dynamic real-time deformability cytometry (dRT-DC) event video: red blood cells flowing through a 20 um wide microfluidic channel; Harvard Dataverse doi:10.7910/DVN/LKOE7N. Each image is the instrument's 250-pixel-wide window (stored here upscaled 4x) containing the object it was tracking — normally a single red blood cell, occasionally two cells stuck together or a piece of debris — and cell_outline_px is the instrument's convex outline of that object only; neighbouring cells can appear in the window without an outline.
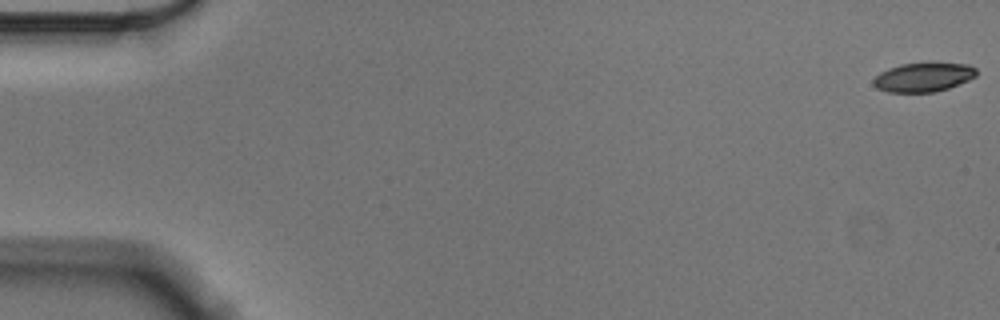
{"species": "Egyptian fruit bat (a non-hibernating species)", "species_latin": "Rousettus aegyptiacus", "temperature_condition": "cold", "stored_images_in_passage": 57, "camera_frame_rate_fps": 3000, "um_per_image_px": 0.085, "animal": {"sex": "male"}, "frame": {"image": 1, "passage_image": 1, "time_ms": 0.0, "image_size_px": [1000, 320], "cell_outline_px": [[976, 76], [968, 80], [948, 88], [932, 92], [888, 92], [876, 88], [872, 84], [872, 80], [880, 72], [888, 68], [900, 64], [968, 64], [976, 68]], "centroid_in_image_um": [78.44, 6.58], "position_along_channel_um": 6.6, "area_um2": 17.17}}
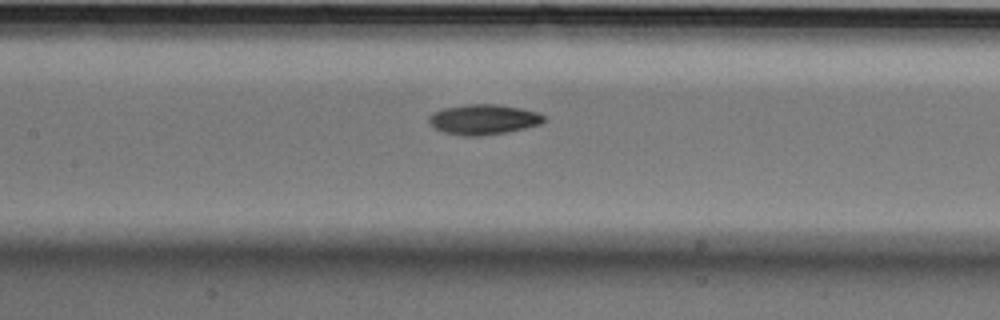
{"frame": {"image": 2, "passage_image": 27, "time_ms": 8.667, "image_size_px": [1000, 320], "cell_outline_px": [[544, 120], [540, 124], [524, 128], [504, 132], [480, 136], [460, 136], [444, 132], [432, 128], [428, 120], [428, 116], [432, 112], [444, 108], [468, 104], [496, 104], [520, 108], [540, 112], [544, 116]], "centroid_in_image_um": [41.05, 10.15], "position_along_channel_um": 166.4, "area_um2": 20.29}}
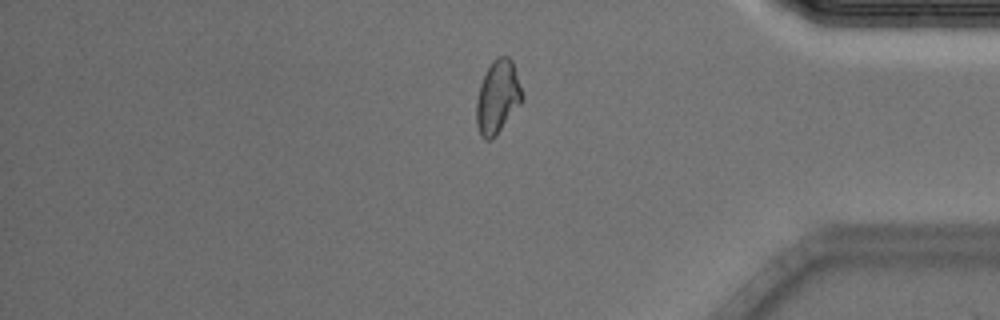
{"frame": {"image": 3, "passage_image": 48, "time_ms": 15.667, "image_size_px": [1000, 320], "cell_outline_px": [[524, 100], [496, 136], [492, 140], [484, 140], [480, 136], [476, 124], [476, 100], [480, 84], [492, 60], [504, 52], [512, 60], [524, 96]], "centroid_in_image_um": [42.3, 8.25], "position_along_channel_um": 392.9, "area_um2": 19.94}, "authors_computed_cell_mechanics": {"area_um2": 19.4208, "velocity_mm_per_s": 3.5509, "shape_relaxation_time_tau1_ms": 4.6981, "shape_relaxation_time_tau2_ms": 6.21, "deformation_change_tau1": 0.1275, "deformation_change_tau2": 0.1116}}